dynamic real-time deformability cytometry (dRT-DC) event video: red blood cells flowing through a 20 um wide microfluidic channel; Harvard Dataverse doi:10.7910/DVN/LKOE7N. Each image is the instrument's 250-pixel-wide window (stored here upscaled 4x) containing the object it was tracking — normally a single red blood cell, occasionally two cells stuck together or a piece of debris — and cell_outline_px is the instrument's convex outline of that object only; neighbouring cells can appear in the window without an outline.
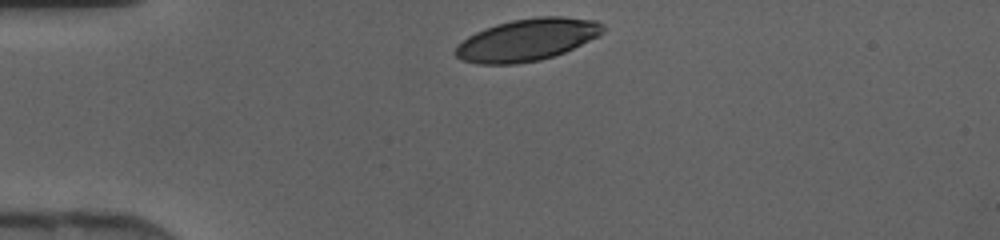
{"species": "human", "species_latin": "Homo sapiens", "temperature_condition": "cold", "stored_images_in_passage": 28, "camera_frame_rate_fps": 3000, "um_per_image_px": 0.085, "donor": {"sex": "female"}, "frame": {"image": 1, "passage_image": 1, "time_ms": 0.0, "image_size_px": [1000, 240], "cell_outline_px": [[604, 32], [600, 36], [564, 52], [540, 60], [516, 64], [476, 64], [464, 60], [456, 56], [452, 52], [468, 36], [484, 28], [496, 24], [512, 20], [536, 16], [564, 16], [596, 20], [604, 24]], "centroid_in_image_um": [44.84, 3.37], "position_along_channel_um": 40.2, "area_um2": 36.3}}
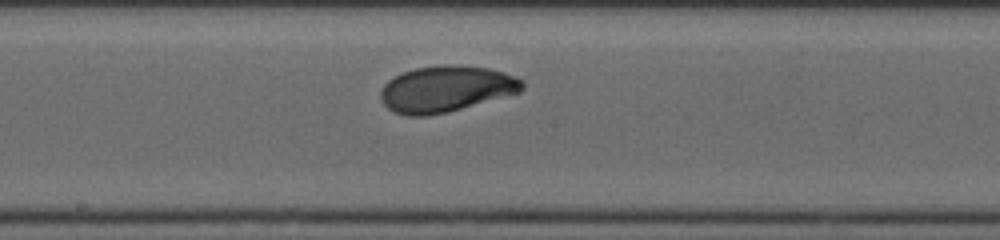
{"frame": {"image": 2, "passage_image": 15, "time_ms": 4.667, "image_size_px": [1000, 240], "cell_outline_px": [[524, 88], [520, 92], [448, 112], [424, 116], [408, 116], [396, 112], [388, 108], [380, 100], [380, 92], [384, 84], [388, 80], [404, 72], [416, 68], [444, 64], [456, 64], [488, 68], [504, 72], [516, 76], [524, 80]], "centroid_in_image_um": [37.93, 7.55], "position_along_channel_um": 210.3, "area_um2": 38.15}}
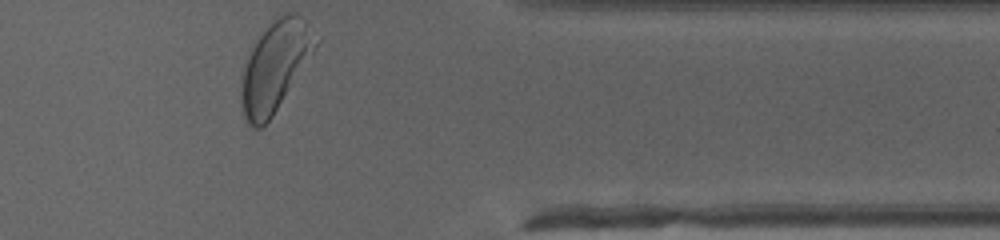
{"frame": {"image": 3, "passage_image": 28, "time_ms": 9.0, "image_size_px": [1000, 240], "cell_outline_px": [[320, 40], [272, 116], [260, 128], [252, 128], [248, 124], [244, 116], [240, 100], [240, 88], [244, 64], [252, 48], [260, 36], [280, 16], [288, 12], [296, 12], [304, 20]], "centroid_in_image_um": [23.35, 5.66], "position_along_channel_um": 388.1, "area_um2": 37.74}}